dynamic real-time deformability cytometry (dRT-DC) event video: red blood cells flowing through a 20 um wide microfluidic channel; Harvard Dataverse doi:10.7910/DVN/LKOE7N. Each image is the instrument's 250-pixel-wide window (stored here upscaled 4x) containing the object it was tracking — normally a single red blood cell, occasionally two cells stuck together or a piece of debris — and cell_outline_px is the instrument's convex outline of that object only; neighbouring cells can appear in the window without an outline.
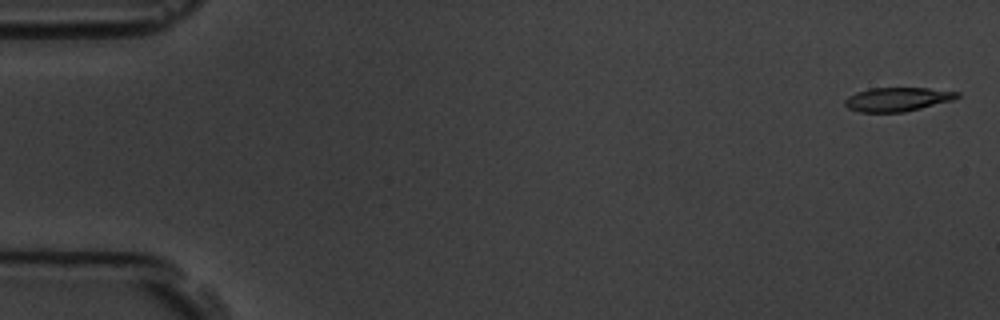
{"species": "common noctule bat (a hibernating species)", "species_latin": "Nyctalus noctula", "temperature_condition": "room temperature", "stored_images_in_passage": 15, "camera_frame_rate_fps": 3000, "um_per_image_px": 0.085, "animal": {"sex": "male", "body_mass_g": 19.5, "forearm_length_mm": 54.6}, "frame": {"image": 1, "passage_image": 1, "time_ms": 0.0, "image_size_px": [1000, 320], "cell_outline_px": [[960, 96], [952, 100], [904, 112], [860, 112], [848, 108], [844, 104], [844, 100], [848, 96], [856, 92], [868, 88], [928, 88], [960, 92]], "centroid_in_image_um": [76.25, 8.43], "position_along_channel_um": 8.7, "area_um2": 15.61}}
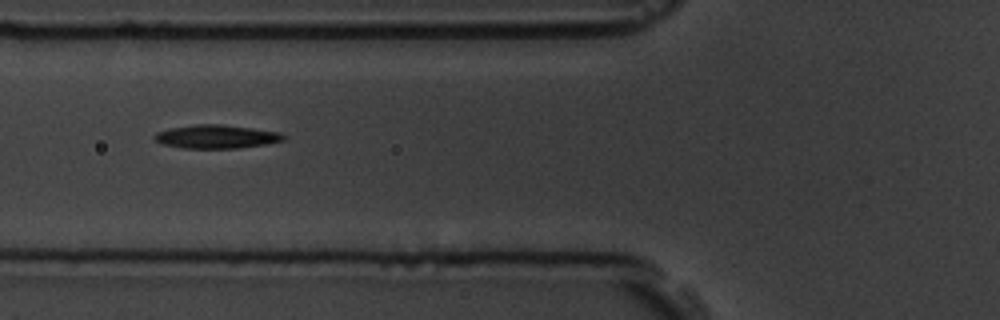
{"frame": {"image": 2, "passage_image": 6, "time_ms": 6.667, "image_size_px": [1000, 320], "cell_outline_px": [[288, 136], [284, 140], [264, 144], [236, 148], [180, 148], [160, 144], [152, 136], [156, 132], [168, 128], [196, 124], [224, 124], [280, 132]], "centroid_in_image_um": [18.35, 11.6], "position_along_channel_um": 107.4, "area_um2": 17.86}}
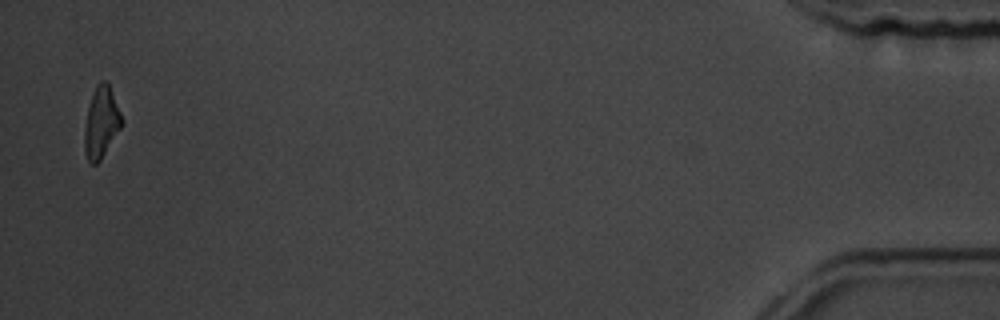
{"frame": {"image": 3, "passage_image": 15, "time_ms": 18.0, "image_size_px": [1000, 320], "cell_outline_px": [[124, 120], [120, 128], [100, 160], [96, 164], [92, 164], [88, 160], [84, 152], [84, 128], [88, 108], [96, 84], [100, 80], [104, 80], [108, 84]], "centroid_in_image_um": [8.59, 10.41], "position_along_channel_um": 426.6, "area_um2": 15.2}}